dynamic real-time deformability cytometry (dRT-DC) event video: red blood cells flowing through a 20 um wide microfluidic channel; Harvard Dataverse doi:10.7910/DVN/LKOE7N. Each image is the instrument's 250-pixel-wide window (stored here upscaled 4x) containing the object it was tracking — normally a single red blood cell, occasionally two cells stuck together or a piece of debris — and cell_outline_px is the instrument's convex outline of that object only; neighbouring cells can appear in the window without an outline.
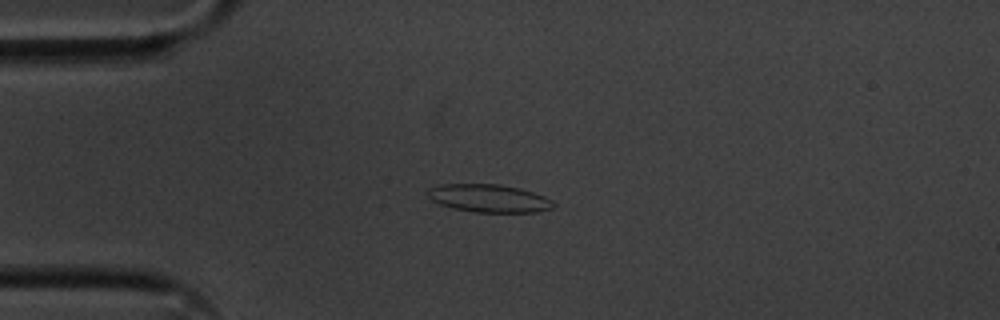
{"species": "common noctule bat (a hibernating species)", "species_latin": "Nyctalus noctula", "temperature_condition": "cold", "stored_images_in_passage": 50, "camera_frame_rate_fps": 3000, "um_per_image_px": 0.085, "animal": {"sex": "male", "body_mass_g": 20.1, "forearm_length_mm": 53.5}, "frame": {"image": 1, "passage_image": 8, "time_ms": 2.333, "image_size_px": [1000, 320], "cell_outline_px": [[556, 204], [552, 208], [536, 212], [476, 212], [452, 208], [440, 204], [432, 200], [428, 196], [428, 188], [440, 184], [500, 184], [520, 188], [544, 196], [552, 200]], "centroid_in_image_um": [41.56, 16.85], "position_along_channel_um": 43.4, "area_um2": 20.46}}
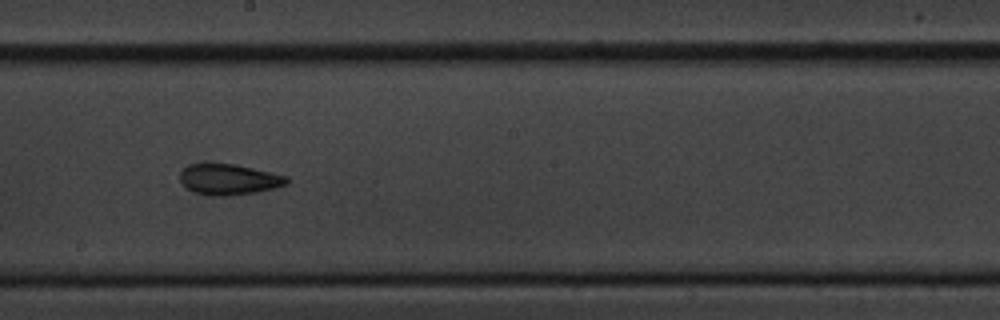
{"frame": {"image": 2, "passage_image": 25, "time_ms": 8.0, "image_size_px": [1000, 320], "cell_outline_px": [[288, 184], [256, 192], [228, 196], [216, 196], [196, 192], [188, 188], [180, 180], [180, 172], [188, 164], [236, 164], [288, 176]], "centroid_in_image_um": [19.47, 15.24], "position_along_channel_um": 228.7, "area_um2": 18.9}}
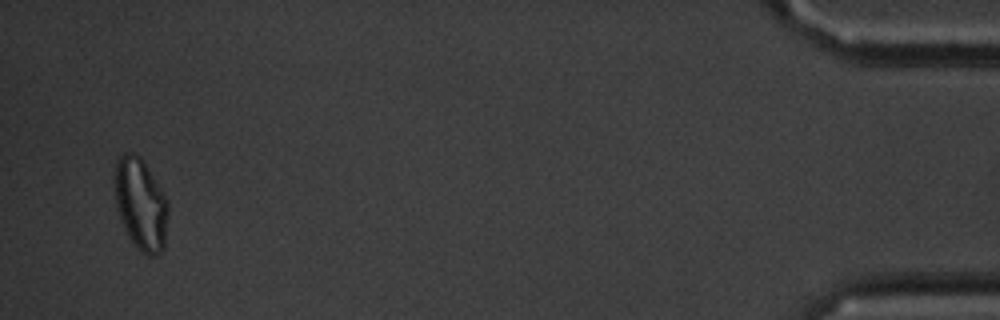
{"frame": {"image": 3, "passage_image": 48, "time_ms": 15.667, "image_size_px": [1000, 320], "cell_outline_px": [[168, 216], [164, 248], [156, 256], [148, 256], [132, 240], [124, 228], [116, 208], [112, 176], [116, 160], [124, 152], [136, 152], [144, 160], [168, 200]], "centroid_in_image_um": [11.94, 17.27], "position_along_channel_um": 423.3, "area_um2": 29.13}, "authors_computed_cell_mechanics": {"area_um2": 19.4786, "velocity_mm_per_s": 3.6044, "shape_relaxation_time_tau1_ms": 4.0636, "shape_relaxation_time_tau2_ms": 4.2292, "deformation_change_tau1": 0.1301, "deformation_change_tau2": 0.0964}}